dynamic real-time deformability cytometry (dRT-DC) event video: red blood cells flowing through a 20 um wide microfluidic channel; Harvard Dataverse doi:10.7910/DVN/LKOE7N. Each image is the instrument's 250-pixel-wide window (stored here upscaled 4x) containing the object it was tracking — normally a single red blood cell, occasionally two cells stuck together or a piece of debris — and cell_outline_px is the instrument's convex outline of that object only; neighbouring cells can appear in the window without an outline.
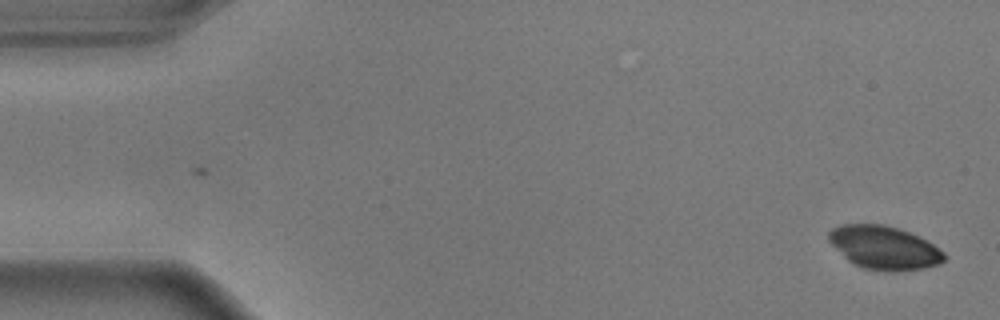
{"species": "common noctule bat (a hibernating species)", "species_latin": "Nyctalus noctula", "temperature_condition": "warm", "stored_images_in_passage": 55, "camera_frame_rate_fps": 3000, "um_per_image_px": 0.085, "animal": {"sex": "male", "body_mass_g": 17.9}, "frame": {"image": 1, "passage_image": 1, "time_ms": 0.0, "image_size_px": [1000, 320], "cell_outline_px": [[944, 260], [940, 264], [924, 268], [896, 272], [884, 272], [864, 268], [848, 260], [828, 240], [828, 232], [832, 228], [844, 224], [884, 224], [908, 232], [932, 244], [944, 252]], "centroid_in_image_um": [75.14, 21.06], "position_along_channel_um": 9.9, "area_um2": 28.9}}
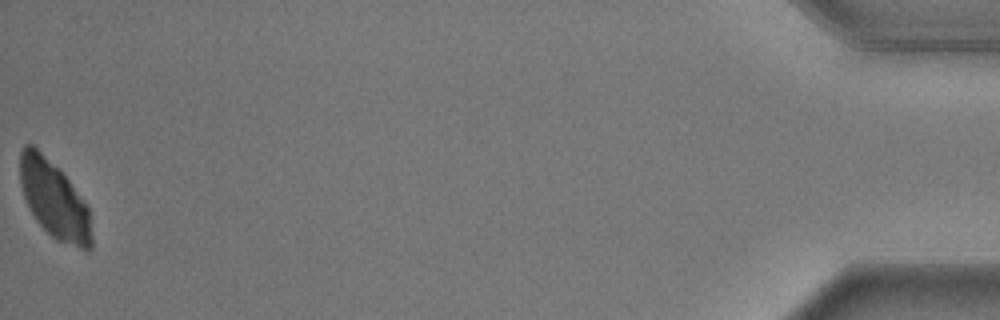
{"frame": {"image": 2, "passage_image": 55, "time_ms": 18.0, "image_size_px": [1000, 320], "cell_outline_px": [[92, 248], [88, 252], [56, 240], [36, 220], [24, 196], [20, 184], [20, 152], [24, 144], [32, 144], [68, 180], [88, 204], [92, 236]], "centroid_in_image_um": [4.63, 17.02], "position_along_channel_um": 430.6, "area_um2": 32.02}}